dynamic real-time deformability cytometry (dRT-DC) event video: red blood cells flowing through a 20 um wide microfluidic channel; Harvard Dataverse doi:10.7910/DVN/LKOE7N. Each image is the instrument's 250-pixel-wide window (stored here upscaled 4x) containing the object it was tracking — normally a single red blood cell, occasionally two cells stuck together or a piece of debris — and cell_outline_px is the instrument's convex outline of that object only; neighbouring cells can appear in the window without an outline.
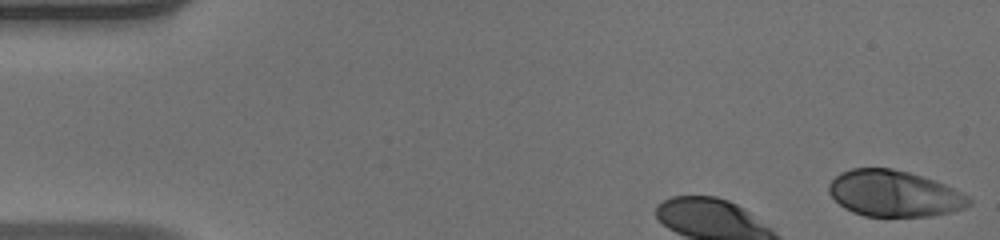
{"species": "human", "species_latin": "Homo sapiens", "temperature_condition": "warm", "stored_images_in_passage": 8, "camera_frame_rate_fps": 3000, "um_per_image_px": 0.085, "donor": {"sex": "male"}, "frame": {"image": 1, "passage_image": 1, "time_ms": 0.0, "image_size_px": [1000, 240], "cell_outline_px": [[972, 204], [964, 208], [952, 212], [932, 216], [864, 216], [852, 212], [844, 208], [828, 192], [828, 184], [840, 172], [852, 168], [892, 168], [908, 172], [944, 184], [968, 196], [972, 200]], "centroid_in_image_um": [75.99, 16.46], "position_along_channel_um": 9.0, "area_um2": 37.63}}